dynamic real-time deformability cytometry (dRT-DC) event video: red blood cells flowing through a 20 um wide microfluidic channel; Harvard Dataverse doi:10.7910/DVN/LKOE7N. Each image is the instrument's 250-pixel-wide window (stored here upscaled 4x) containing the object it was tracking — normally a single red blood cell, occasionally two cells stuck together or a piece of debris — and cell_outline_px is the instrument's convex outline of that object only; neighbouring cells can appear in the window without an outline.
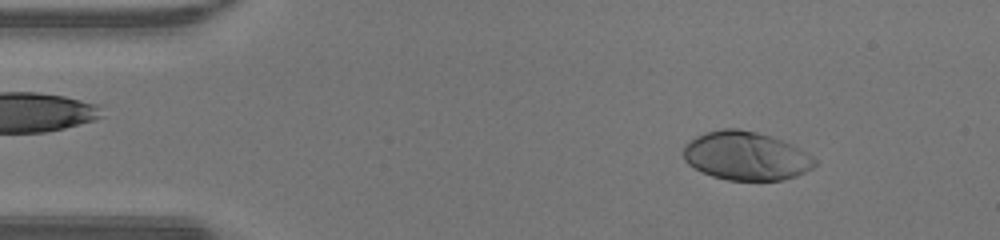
{"species": "human", "species_latin": "Homo sapiens", "temperature_condition": "warm", "stored_images_in_passage": 46, "camera_frame_rate_fps": 3000, "um_per_image_px": 0.085, "donor": {"sex": "male"}, "frame": {"image": 1, "passage_image": 5, "time_ms": 1.333, "image_size_px": [1000, 240], "cell_outline_px": [[816, 164], [812, 168], [796, 176], [784, 180], [728, 180], [712, 176], [688, 164], [684, 160], [684, 144], [696, 136], [708, 132], [724, 128], [736, 128], [756, 132], [792, 144], [800, 148], [812, 156], [816, 160]], "centroid_in_image_um": [63.41, 13.26], "position_along_channel_um": 21.6, "area_um2": 36.93}}
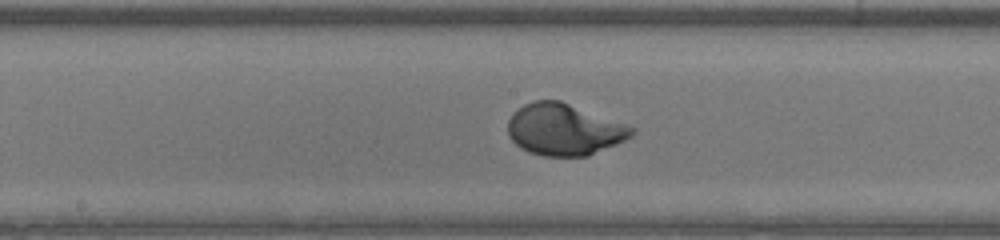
{"frame": {"image": 2, "passage_image": 23, "time_ms": 7.333, "image_size_px": [1000, 240], "cell_outline_px": [[636, 132], [632, 136], [616, 144], [588, 156], [544, 156], [528, 152], [520, 148], [508, 136], [508, 120], [524, 104], [532, 100], [560, 100], [636, 128]], "centroid_in_image_um": [47.95, 11.02], "position_along_channel_um": 200.3, "area_um2": 37.11}}
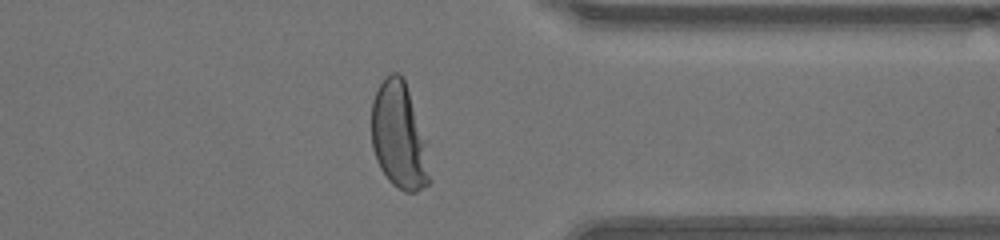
{"frame": {"image": 3, "passage_image": 36, "time_ms": 11.667, "image_size_px": [1000, 240], "cell_outline_px": [[432, 180], [428, 184], [416, 192], [404, 192], [392, 184], [388, 180], [380, 168], [376, 160], [372, 148], [372, 100], [384, 76], [392, 72], [400, 72], [404, 80], [408, 92], [424, 144]], "centroid_in_image_um": [33.87, 11.6], "position_along_channel_um": 377.5, "area_um2": 35.26}, "authors_computed_cell_mechanics": {"area_um2": 37.1943, "velocity_mm_per_s": 4.2947, "shape_relaxation_time_tau1_ms": 2.5133, "shape_relaxation_time_tau2_ms": null, "deformation_change_tau1": 0.2361, "deformation_change_tau2": null}}